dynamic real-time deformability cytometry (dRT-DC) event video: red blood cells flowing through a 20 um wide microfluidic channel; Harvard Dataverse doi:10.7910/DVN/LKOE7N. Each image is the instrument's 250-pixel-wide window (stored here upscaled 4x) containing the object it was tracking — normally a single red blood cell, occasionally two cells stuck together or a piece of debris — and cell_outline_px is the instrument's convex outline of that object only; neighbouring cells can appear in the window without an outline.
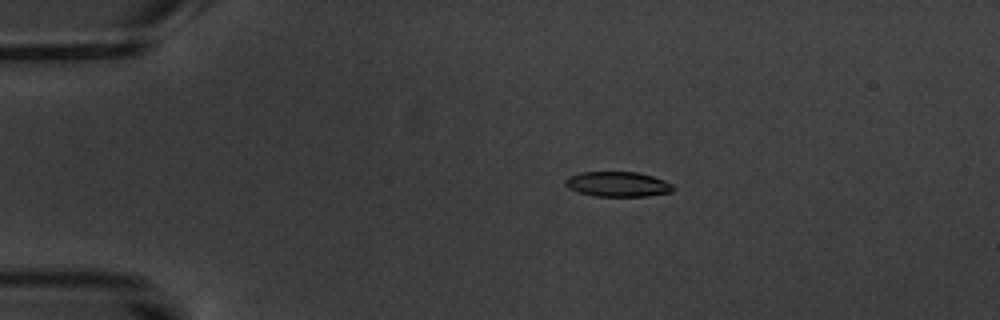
{"species": "common noctule bat (a hibernating species)", "species_latin": "Nyctalus noctula", "temperature_condition": "warm", "stored_images_in_passage": 6, "camera_frame_rate_fps": 3000, "um_per_image_px": 0.085, "animal": {"sex": "male", "body_mass_g": 20.1, "forearm_length_mm": 53.5}, "frame": {"image": 1, "passage_image": 4, "time_ms": 3.333, "image_size_px": [1000, 320], "cell_outline_px": [[676, 188], [672, 192], [648, 196], [592, 196], [568, 188], [564, 184], [564, 180], [568, 176], [580, 172], [636, 172], [652, 176], [664, 180], [672, 184]], "centroid_in_image_um": [52.5, 15.65], "position_along_channel_um": 32.5, "area_um2": 15.84}}
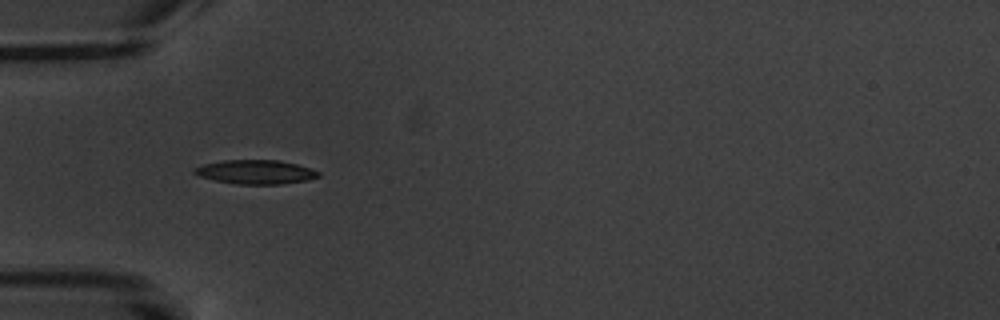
{"frame": {"image": 2, "passage_image": 6, "time_ms": 5.667, "image_size_px": [1000, 320], "cell_outline_px": [[320, 176], [308, 180], [280, 184], [236, 184], [216, 180], [200, 176], [192, 172], [192, 168], [204, 164], [224, 160], [276, 160], [296, 164], [320, 172]], "centroid_in_image_um": [21.71, 14.62], "position_along_channel_um": 63.3, "area_um2": 17.22}}